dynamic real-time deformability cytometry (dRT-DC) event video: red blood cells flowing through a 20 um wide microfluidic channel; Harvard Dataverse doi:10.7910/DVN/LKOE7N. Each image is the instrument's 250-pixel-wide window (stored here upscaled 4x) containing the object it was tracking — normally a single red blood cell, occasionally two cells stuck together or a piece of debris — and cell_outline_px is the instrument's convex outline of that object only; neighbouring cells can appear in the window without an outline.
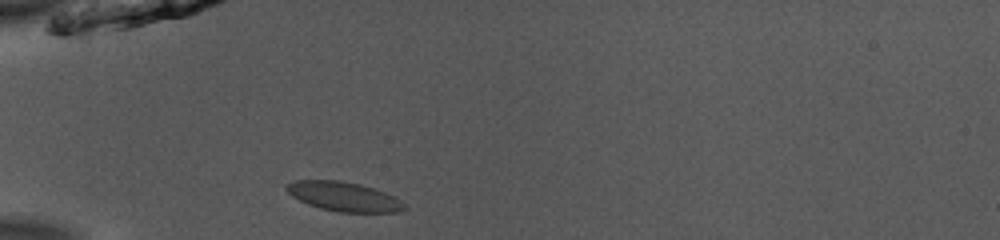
{"species": "common noctule bat (a hibernating species)", "species_latin": "Nyctalus noctula", "temperature_condition": "room temperature", "stored_images_in_passage": 36, "camera_frame_rate_fps": 3000, "um_per_image_px": 0.085, "animal": {"sex": "male", "body_mass_g": 13.0, "forearm_length_mm": 53.1}, "frame": {"image": 1, "passage_image": 1, "time_ms": 0.0, "image_size_px": [1000, 240], "cell_outline_px": [[408, 208], [396, 212], [340, 212], [320, 208], [308, 204], [292, 196], [284, 188], [288, 184], [296, 180], [340, 180], [360, 184], [396, 196]], "centroid_in_image_um": [29.24, 16.7], "position_along_channel_um": 55.8, "area_um2": 20.06}}
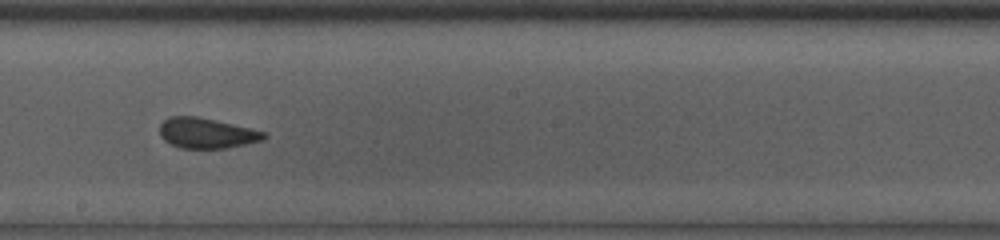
{"frame": {"image": 2, "passage_image": 15, "time_ms": 4.667, "image_size_px": [1000, 240], "cell_outline_px": [[268, 136], [264, 140], [224, 148], [180, 148], [164, 140], [160, 136], [160, 124], [168, 116], [196, 116], [252, 128], [268, 132]], "centroid_in_image_um": [17.58, 11.31], "position_along_channel_um": 230.6, "area_um2": 18.5}}
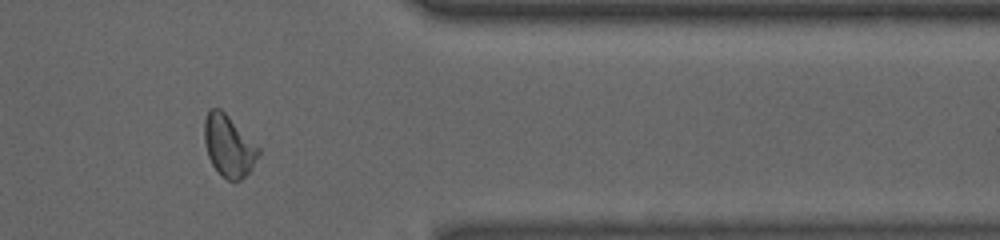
{"frame": {"image": 3, "passage_image": 28, "time_ms": 9.0, "image_size_px": [1000, 240], "cell_outline_px": [[260, 152], [248, 172], [240, 180], [228, 180], [220, 176], [212, 164], [208, 156], [204, 144], [204, 120], [208, 108], [220, 108], [260, 148]], "centroid_in_image_um": [19.4, 12.39], "position_along_channel_um": 392.0, "area_um2": 19.25}, "authors_computed_cell_mechanics": {"area_um2": 19.074, "velocity_mm_per_s": 3.9556, "shape_relaxation_time_tau1_ms": 8.2302, "shape_relaxation_time_tau2_ms": 1.0784, "deformation_change_tau1": 0.1482, "deformation_change_tau2": 0.0631}}